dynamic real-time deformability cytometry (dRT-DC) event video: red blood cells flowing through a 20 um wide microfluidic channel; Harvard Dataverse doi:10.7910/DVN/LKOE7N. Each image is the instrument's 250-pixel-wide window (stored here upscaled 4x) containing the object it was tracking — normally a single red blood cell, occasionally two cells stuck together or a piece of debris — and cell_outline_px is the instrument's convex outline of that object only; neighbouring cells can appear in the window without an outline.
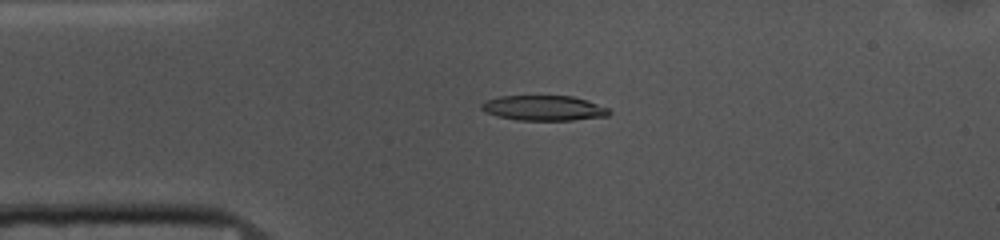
{"species": "common noctule bat (a hibernating species)", "species_latin": "Nyctalus noctula", "temperature_condition": "cold", "stored_images_in_passage": 52, "camera_frame_rate_fps": 3000, "um_per_image_px": 0.085, "animal": {"sex": "female", "body_mass_g": 10.0, "forearm_length_mm": 53.1}, "frame": {"image": 1, "passage_image": 11, "time_ms": 3.333, "image_size_px": [1000, 240], "cell_outline_px": [[612, 112], [608, 116], [572, 120], [516, 120], [496, 116], [484, 112], [480, 108], [480, 104], [484, 100], [500, 96], [572, 96], [588, 100], [608, 108]], "centroid_in_image_um": [46.19, 9.18], "position_along_channel_um": 38.8, "area_um2": 18.9}}
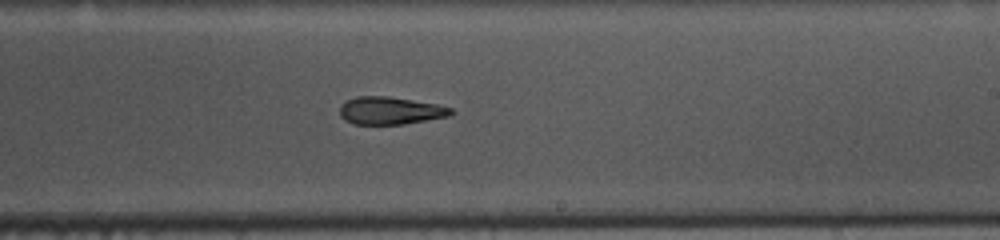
{"frame": {"image": 2, "passage_image": 30, "time_ms": 9.667, "image_size_px": [1000, 240], "cell_outline_px": [[456, 112], [448, 116], [404, 124], [352, 124], [344, 120], [340, 116], [340, 104], [344, 100], [356, 96], [388, 96], [436, 104], [452, 108]], "centroid_in_image_um": [33.13, 9.4], "position_along_channel_um": 255.9, "area_um2": 18.03}}
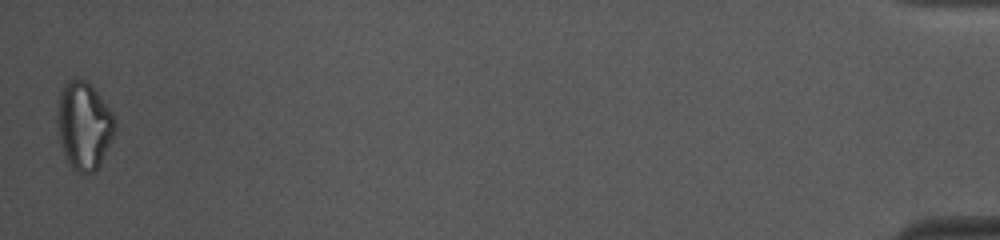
{"frame": {"image": 3, "passage_image": 52, "time_ms": 17.0, "image_size_px": [1000, 240], "cell_outline_px": [[116, 128], [100, 168], [96, 172], [76, 172], [72, 168], [64, 152], [60, 140], [56, 120], [60, 92], [64, 84], [68, 80], [88, 80], [112, 112], [116, 120]], "centroid_in_image_um": [7.16, 10.68], "position_along_channel_um": 428.0, "area_um2": 29.48}, "authors_computed_cell_mechanics": {"area_um2": 18.9873, "velocity_mm_per_s": 3.7136, "shape_relaxation_time_tau1_ms": 5.3953, "shape_relaxation_time_tau2_ms": 5.5613, "deformation_change_tau1": 0.1611, "deformation_change_tau2": 0.1595}}